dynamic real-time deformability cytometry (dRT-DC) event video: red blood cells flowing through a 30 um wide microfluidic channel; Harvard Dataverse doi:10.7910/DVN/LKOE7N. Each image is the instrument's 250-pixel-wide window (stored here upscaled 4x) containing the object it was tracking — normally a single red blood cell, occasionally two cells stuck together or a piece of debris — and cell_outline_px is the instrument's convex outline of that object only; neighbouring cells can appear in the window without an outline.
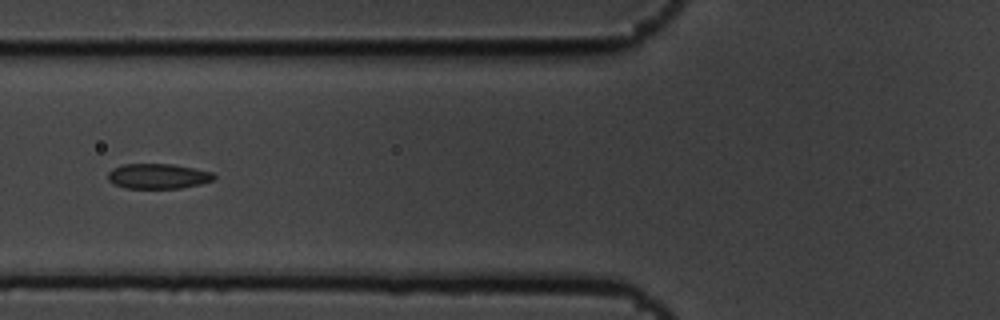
{"species": "common noctule bat (a hibernating species)", "species_latin": "Nyctalus noctula", "temperature_condition": "cold", "stored_images_in_passage": 7, "camera_frame_rate_fps": 3000, "um_per_image_px": 0.085, "animal": {"sex": "male", "body_mass_g": 19.5, "forearm_length_mm": 54.6}, "frame": {"image": 1, "passage_image": 5, "time_ms": 1.333, "image_size_px": [1000, 320], "cell_outline_px": [[216, 176], [212, 180], [200, 184], [180, 188], [124, 188], [108, 180], [108, 172], [112, 168], [124, 164], [172, 164], [212, 172]], "centroid_in_image_um": [13.41, 14.97], "position_along_channel_um": 112.4, "area_um2": 15.37}}
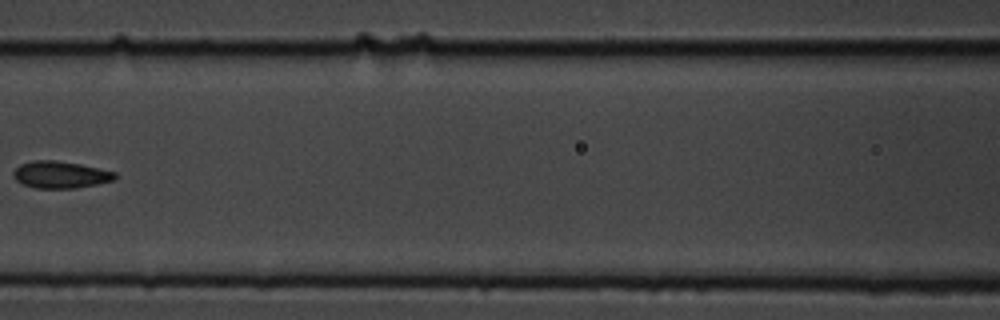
{"frame": {"image": 2, "passage_image": 6, "time_ms": 1.667, "image_size_px": [1000, 320], "cell_outline_px": [[116, 176], [112, 180], [96, 184], [76, 188], [36, 188], [24, 184], [16, 180], [12, 176], [12, 172], [20, 164], [36, 160], [56, 160], [80, 164], [116, 172]], "centroid_in_image_um": [5.11, 14.84], "position_along_channel_um": 161.5, "area_um2": 15.84}}
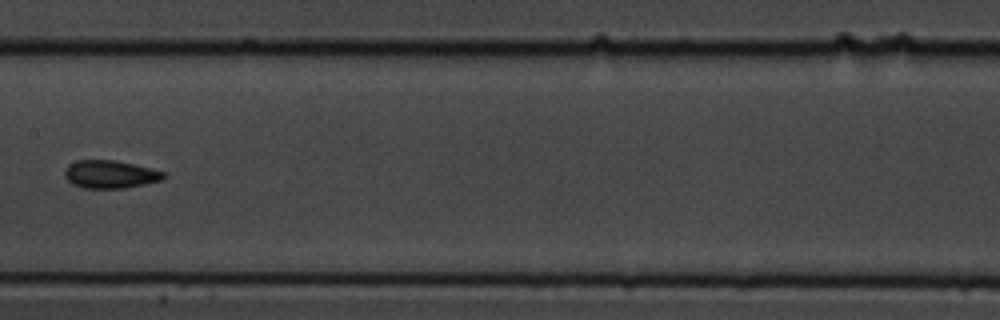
{"frame": {"image": 3, "passage_image": 7, "time_ms": 2.0, "image_size_px": [1000, 320], "cell_outline_px": [[164, 176], [160, 180], [124, 188], [84, 188], [72, 184], [64, 176], [64, 172], [68, 164], [76, 160], [116, 160], [164, 172]], "centroid_in_image_um": [9.28, 14.81], "position_along_channel_um": 198.1, "area_um2": 15.84}}